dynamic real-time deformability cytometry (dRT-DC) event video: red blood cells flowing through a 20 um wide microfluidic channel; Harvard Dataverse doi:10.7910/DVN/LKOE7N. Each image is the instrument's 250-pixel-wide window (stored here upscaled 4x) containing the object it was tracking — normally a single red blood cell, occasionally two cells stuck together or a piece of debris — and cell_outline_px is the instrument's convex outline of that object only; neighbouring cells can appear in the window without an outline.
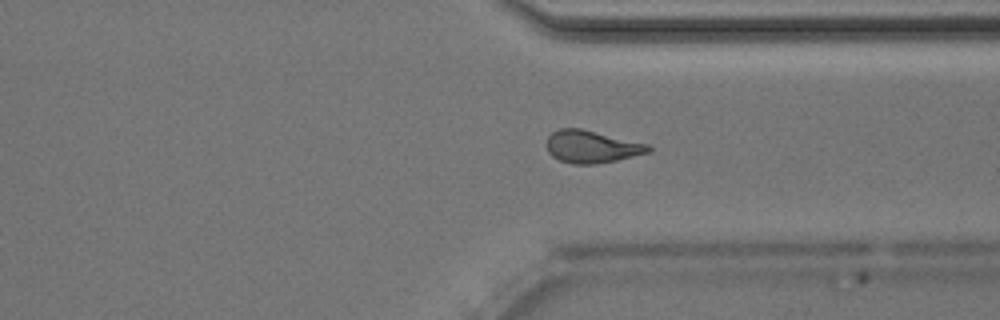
{"species": "Egyptian fruit bat (a non-hibernating species)", "species_latin": "Rousettus aegyptiacus", "temperature_condition": "room temperature", "stored_images_in_passage": 42, "camera_frame_rate_fps": 3000, "um_per_image_px": 0.085, "animal": {"sex": "male"}, "frame": {"image": 1, "passage_image": 30, "time_ms": 9.667, "image_size_px": [1000, 320], "cell_outline_px": [[652, 152], [616, 160], [596, 164], [572, 164], [560, 160], [552, 156], [548, 152], [548, 136], [552, 132], [560, 128], [580, 128], [648, 144], [652, 148]], "centroid_in_image_um": [50.31, 12.47], "position_along_channel_um": 361.1, "area_um2": 19.13}, "authors_computed_cell_mechanics": {"area_um2": 19.5075, "velocity_mm_per_s": 4.0144, "shape_relaxation_time_tau1_ms": 7.261, "shape_relaxation_time_tau2_ms": 1.9373, "deformation_change_tau1": 0.1657, "deformation_change_tau2": 0.0966}}